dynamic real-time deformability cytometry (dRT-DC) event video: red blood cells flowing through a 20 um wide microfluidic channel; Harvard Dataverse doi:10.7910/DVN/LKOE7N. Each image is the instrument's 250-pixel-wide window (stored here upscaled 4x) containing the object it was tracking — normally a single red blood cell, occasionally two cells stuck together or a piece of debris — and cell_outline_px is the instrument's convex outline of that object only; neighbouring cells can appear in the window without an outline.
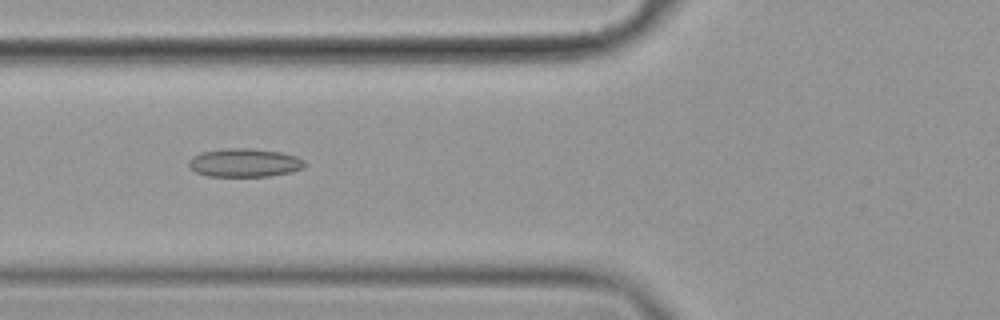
{"species": "common noctule bat (a hibernating species)", "species_latin": "Nyctalus noctula", "temperature_condition": "cold", "stored_images_in_passage": 6, "camera_frame_rate_fps": 3000, "um_per_image_px": 0.085, "animal": {"sex": "female", "body_mass_g": 19.9}, "frame": {"image": 1, "passage_image": 6, "time_ms": 1.667, "image_size_px": [1000, 320], "cell_outline_px": [[308, 164], [304, 168], [292, 172], [272, 176], [208, 176], [196, 172], [188, 164], [188, 160], [192, 156], [200, 152], [224, 148], [248, 148], [280, 152], [296, 156], [304, 160]], "centroid_in_image_um": [20.81, 13.83], "position_along_channel_um": 105.0, "area_um2": 19.42}}